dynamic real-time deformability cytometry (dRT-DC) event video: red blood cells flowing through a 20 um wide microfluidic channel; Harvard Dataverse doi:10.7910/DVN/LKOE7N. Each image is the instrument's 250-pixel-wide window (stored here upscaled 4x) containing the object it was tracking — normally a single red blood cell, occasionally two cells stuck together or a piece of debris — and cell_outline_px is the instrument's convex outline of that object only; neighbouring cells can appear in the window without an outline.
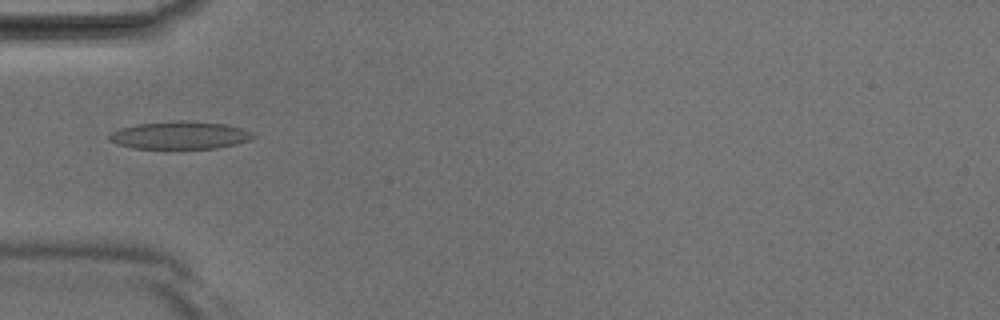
{"species": "Egyptian fruit bat (a non-hibernating species)", "species_latin": "Rousettus aegyptiacus", "temperature_condition": "room temperature", "stored_images_in_passage": 39, "camera_frame_rate_fps": 3000, "um_per_image_px": 0.085, "animal": {"sex": "male"}, "frame": {"image": 1, "passage_image": 12, "time_ms": 3.667, "image_size_px": [1000, 320], "cell_outline_px": [[256, 136], [248, 140], [236, 144], [216, 148], [132, 148], [116, 144], [108, 140], [108, 136], [112, 132], [120, 128], [136, 124], [180, 120], [184, 120], [224, 124], [244, 128], [252, 132]], "centroid_in_image_um": [15.28, 11.49], "position_along_channel_um": 69.7, "area_um2": 23.24}}
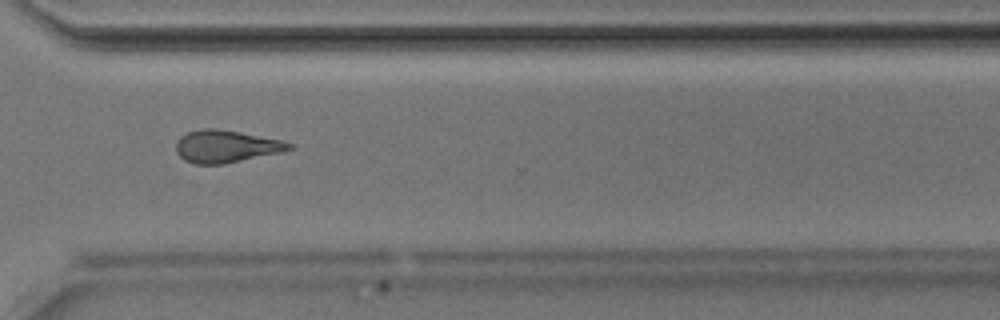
{"frame": {"image": 2, "passage_image": 29, "time_ms": 9.333, "image_size_px": [1000, 320], "cell_outline_px": [[296, 148], [280, 152], [224, 164], [196, 164], [184, 160], [176, 152], [176, 144], [180, 136], [188, 132], [204, 128], [216, 128], [240, 132], [280, 140], [292, 144]], "centroid_in_image_um": [19.19, 12.44], "position_along_channel_um": 351.4, "area_um2": 21.21}}
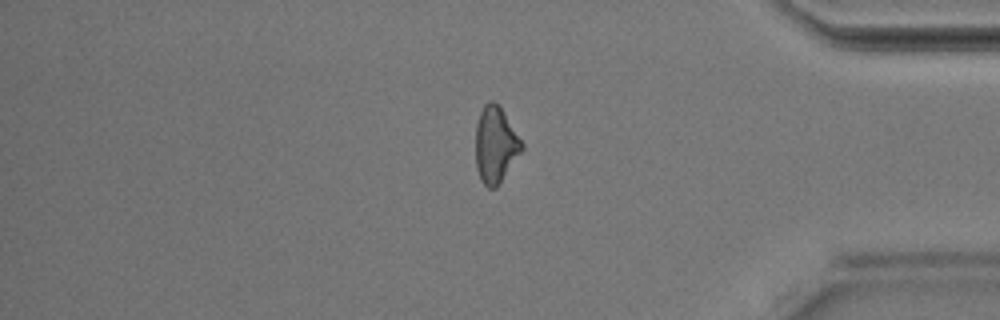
{"frame": {"image": 3, "passage_image": 33, "time_ms": 10.667, "image_size_px": [1000, 320], "cell_outline_px": [[524, 148], [496, 188], [488, 188], [480, 180], [476, 168], [476, 124], [480, 112], [484, 104], [488, 100], [492, 100], [500, 108], [524, 144]], "centroid_in_image_um": [42.1, 12.33], "position_along_channel_um": 393.1, "area_um2": 20.29}}